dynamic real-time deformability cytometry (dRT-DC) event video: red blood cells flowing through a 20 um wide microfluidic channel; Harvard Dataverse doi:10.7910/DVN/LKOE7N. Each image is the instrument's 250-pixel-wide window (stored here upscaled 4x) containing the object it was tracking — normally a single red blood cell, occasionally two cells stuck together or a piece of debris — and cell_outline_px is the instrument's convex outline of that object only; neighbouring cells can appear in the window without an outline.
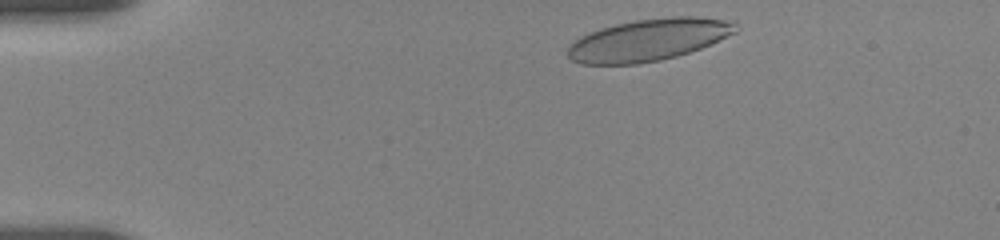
{"species": "human", "species_latin": "Homo sapiens", "temperature_condition": "room temperature", "stored_images_in_passage": 22, "camera_frame_rate_fps": 3000, "um_per_image_px": 0.085, "donor": {"sex": "female"}, "frame": {"image": 1, "passage_image": 2, "time_ms": 0.333, "image_size_px": [1000, 240], "cell_outline_px": [[736, 32], [700, 48], [676, 56], [660, 60], [636, 64], [580, 64], [572, 60], [568, 56], [568, 44], [580, 36], [600, 28], [616, 24], [636, 20], [672, 16], [696, 16], [736, 20]], "centroid_in_image_um": [55.12, 3.38], "position_along_channel_um": 29.9, "area_um2": 41.1}}
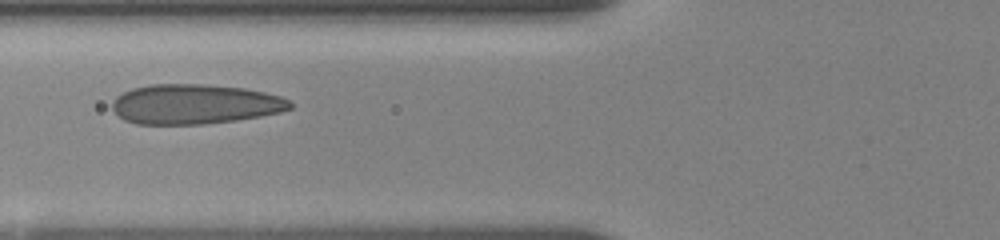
{"frame": {"image": 2, "passage_image": 11, "time_ms": 4.333, "image_size_px": [1000, 240], "cell_outline_px": [[292, 108], [280, 112], [260, 116], [236, 120], [204, 124], [136, 124], [124, 120], [112, 108], [112, 100], [116, 96], [132, 88], [152, 84], [204, 84], [244, 88], [264, 92], [280, 96], [288, 100], [292, 104]], "centroid_in_image_um": [16.54, 8.85], "position_along_channel_um": 109.3, "area_um2": 41.27}}
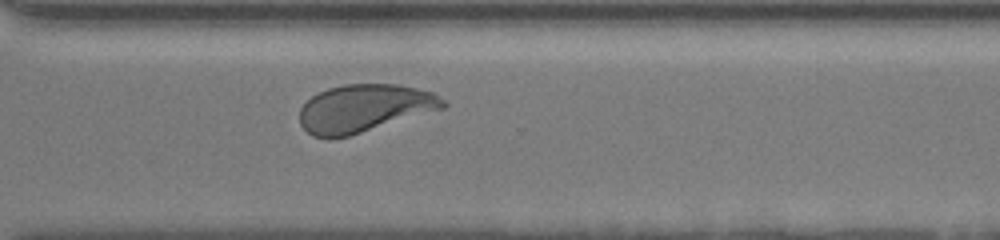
{"frame": {"image": 3, "passage_image": 22, "time_ms": 10.667, "image_size_px": [1000, 240], "cell_outline_px": [[448, 104], [444, 108], [348, 136], [328, 140], [312, 136], [300, 124], [300, 108], [312, 96], [328, 88], [344, 84], [400, 84], [436, 92]], "centroid_in_image_um": [30.97, 9.2], "position_along_channel_um": 339.6, "area_um2": 40.06}}